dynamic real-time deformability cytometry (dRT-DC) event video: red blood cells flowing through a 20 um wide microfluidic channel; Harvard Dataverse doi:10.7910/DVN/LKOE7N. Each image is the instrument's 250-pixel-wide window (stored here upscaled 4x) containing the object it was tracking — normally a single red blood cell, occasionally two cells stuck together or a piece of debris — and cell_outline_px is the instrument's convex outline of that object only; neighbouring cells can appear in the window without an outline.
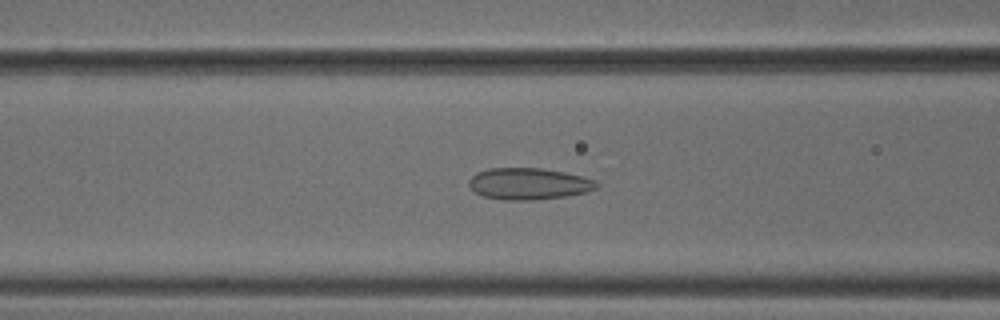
{"species": "common noctule bat (a hibernating species)", "species_latin": "Nyctalus noctula", "temperature_condition": "cold", "stored_images_in_passage": 54, "camera_frame_rate_fps": 3000, "um_per_image_px": 0.085, "animal": {"sex": "male", "body_mass_g": 18.8}, "frame": {"image": 1, "passage_image": 22, "time_ms": 7.0, "image_size_px": [1000, 320], "cell_outline_px": [[600, 184], [596, 188], [584, 192], [568, 196], [528, 200], [504, 200], [484, 196], [476, 192], [468, 184], [468, 180], [476, 172], [488, 168], [544, 168], [564, 172], [596, 180]], "centroid_in_image_um": [44.93, 15.61], "position_along_channel_um": 121.7, "area_um2": 23.47}}
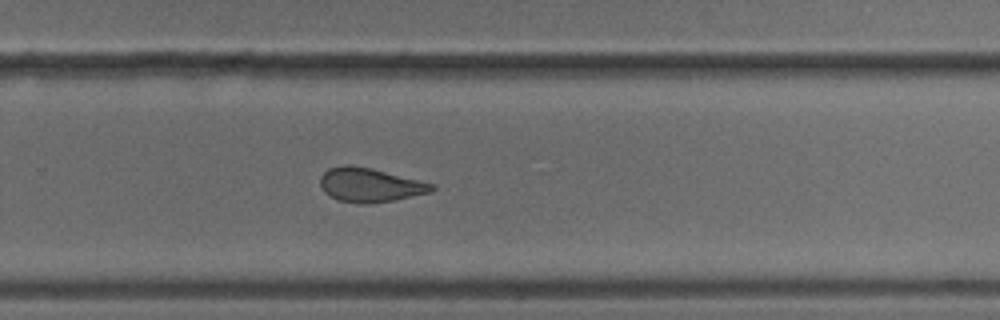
{"frame": {"image": 2, "passage_image": 36, "time_ms": 11.667, "image_size_px": [1000, 320], "cell_outline_px": [[436, 188], [432, 192], [392, 200], [368, 204], [364, 204], [340, 200], [324, 192], [320, 188], [320, 176], [328, 168], [344, 164], [352, 164], [436, 184]], "centroid_in_image_um": [31.43, 15.71], "position_along_channel_um": 298.4, "area_um2": 22.02}}
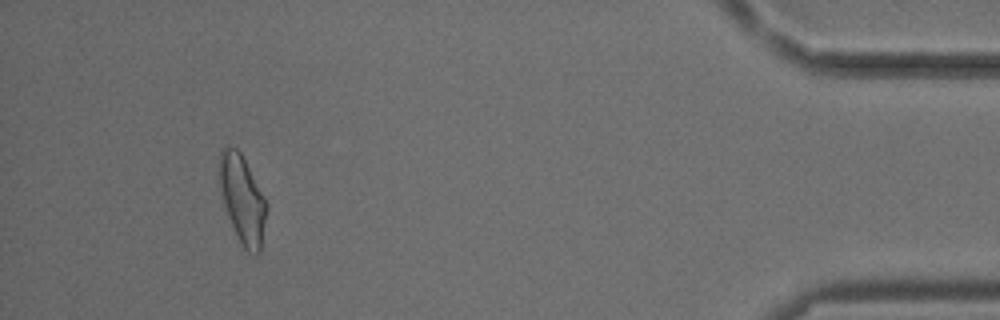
{"frame": {"image": 3, "passage_image": 50, "time_ms": 16.333, "image_size_px": [1000, 320], "cell_outline_px": [[268, 208], [260, 252], [256, 256], [248, 252], [244, 248], [228, 216], [224, 204], [220, 188], [220, 152], [224, 144], [228, 144], [236, 148], [240, 152], [264, 196], [268, 204]], "centroid_in_image_um": [20.63, 16.94], "position_along_channel_um": 414.6, "area_um2": 23.93}, "authors_computed_cell_mechanics": {"area_um2": 23.698, "velocity_mm_per_s": 3.792, "shape_relaxation_time_tau1_ms": null, "shape_relaxation_time_tau2_ms": 1.7261, "deformation_change_tau1": null, "deformation_change_tau2": 0.0875}}